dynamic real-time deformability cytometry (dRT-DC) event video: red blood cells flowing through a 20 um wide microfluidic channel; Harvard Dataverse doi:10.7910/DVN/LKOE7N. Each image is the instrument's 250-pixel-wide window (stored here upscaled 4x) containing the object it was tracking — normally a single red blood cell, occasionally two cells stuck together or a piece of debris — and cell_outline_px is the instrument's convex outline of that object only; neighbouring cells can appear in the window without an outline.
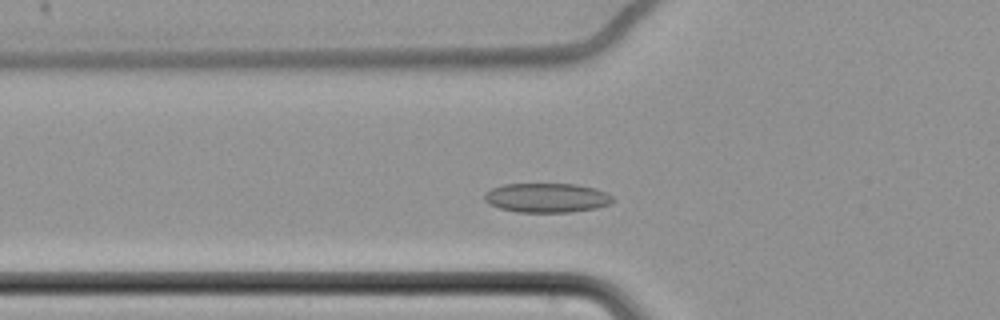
{"species": "common noctule bat (a hibernating species)", "species_latin": "Nyctalus noctula", "temperature_condition": "cold", "stored_images_in_passage": 31, "camera_frame_rate_fps": 3000, "um_per_image_px": 0.085, "animal": {"sex": "female", "body_mass_g": 22.7, "forearm_length_mm": 54.2}, "frame": {"image": 1, "passage_image": 13, "time_ms": 4.0, "image_size_px": [1000, 320], "cell_outline_px": [[616, 200], [612, 204], [596, 208], [572, 212], [516, 212], [500, 208], [488, 204], [484, 200], [484, 192], [492, 188], [504, 184], [576, 184], [596, 188], [612, 196]], "centroid_in_image_um": [46.49, 16.81], "position_along_channel_um": 79.3, "area_um2": 22.2}}
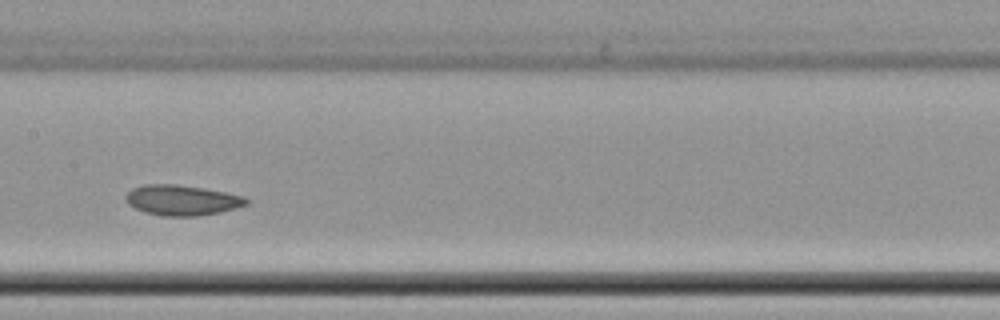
{"frame": {"image": 2, "passage_image": 23, "time_ms": 7.333, "image_size_px": [1000, 320], "cell_outline_px": [[248, 204], [236, 208], [220, 212], [196, 216], [164, 216], [148, 212], [136, 208], [128, 204], [124, 196], [132, 188], [144, 184], [176, 184], [204, 188], [244, 196], [248, 200]], "centroid_in_image_um": [15.47, 17.0], "position_along_channel_um": 191.9, "area_um2": 21.21}}
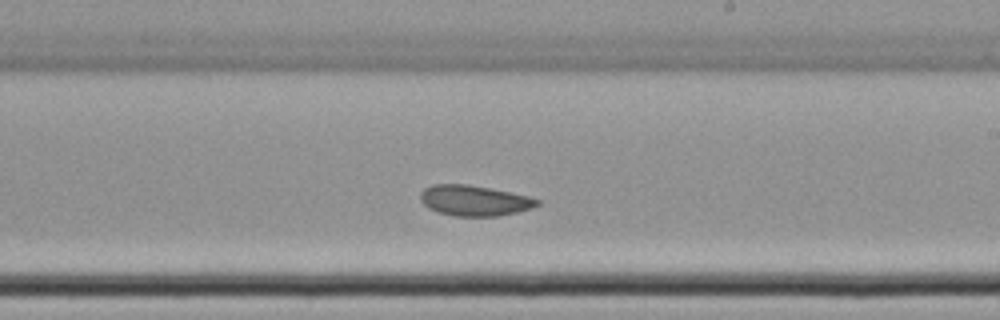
{"frame": {"image": 3, "passage_image": 28, "time_ms": 9.0, "image_size_px": [1000, 320], "cell_outline_px": [[540, 204], [532, 208], [516, 212], [496, 216], [456, 216], [440, 212], [428, 208], [420, 200], [420, 192], [424, 188], [432, 184], [468, 184], [528, 196], [540, 200]], "centroid_in_image_um": [40.29, 17.04], "position_along_channel_um": 248.7, "area_um2": 20.63}}